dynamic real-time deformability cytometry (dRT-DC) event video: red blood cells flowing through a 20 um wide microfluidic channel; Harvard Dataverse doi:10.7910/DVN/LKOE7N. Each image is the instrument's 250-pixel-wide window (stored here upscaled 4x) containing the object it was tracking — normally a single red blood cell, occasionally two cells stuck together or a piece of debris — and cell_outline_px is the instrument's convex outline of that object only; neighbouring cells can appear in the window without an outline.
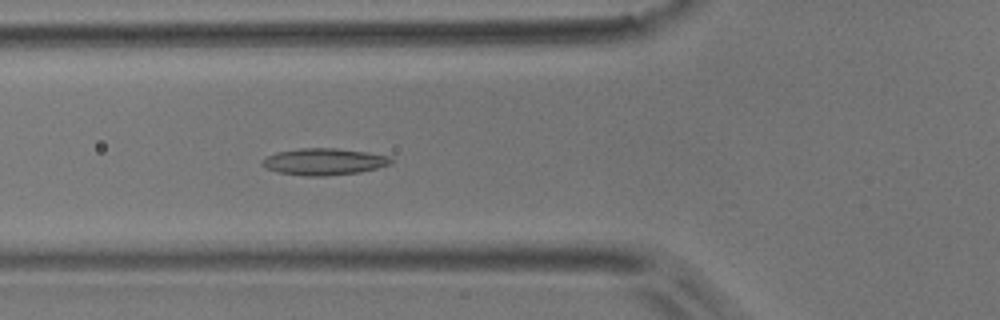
{"species": "common noctule bat (a hibernating species)", "species_latin": "Nyctalus noctula", "temperature_condition": "room temperature", "stored_images_in_passage": 2, "camera_frame_rate_fps": 3000, "um_per_image_px": 0.085, "animal": {"sex": "male", "body_mass_g": 17.9}, "frame": {"image": 1, "passage_image": 2, "time_ms": 1.0, "image_size_px": [1000, 320], "cell_outline_px": [[392, 164], [360, 172], [324, 176], [304, 176], [280, 172], [264, 168], [260, 164], [268, 156], [276, 152], [300, 148], [336, 148], [368, 152], [388, 156], [392, 160]], "centroid_in_image_um": [27.53, 13.74], "position_along_channel_um": 98.3, "area_um2": 20.0}}